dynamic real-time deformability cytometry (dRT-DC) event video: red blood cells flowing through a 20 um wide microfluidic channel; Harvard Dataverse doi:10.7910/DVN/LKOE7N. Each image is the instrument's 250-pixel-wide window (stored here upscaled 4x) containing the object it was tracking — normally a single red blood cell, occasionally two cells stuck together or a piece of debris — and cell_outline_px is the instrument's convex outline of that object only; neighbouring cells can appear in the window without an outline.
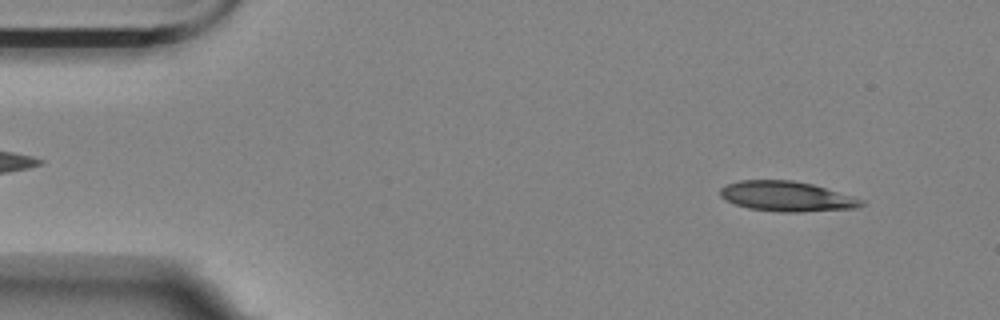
{"species": "Egyptian fruit bat (a non-hibernating species)", "species_latin": "Rousettus aegyptiacus", "temperature_condition": "room temperature", "stored_images_in_passage": 45, "camera_frame_rate_fps": 3000, "um_per_image_px": 0.085, "animal": {"sex": "female"}, "frame": {"image": 1, "passage_image": 4, "time_ms": 1.0, "image_size_px": [1000, 320], "cell_outline_px": [[864, 204], [856, 208], [800, 212], [780, 212], [748, 208], [724, 200], [720, 196], [720, 188], [728, 184], [740, 180], [792, 180], [812, 184], [852, 196], [864, 200]], "centroid_in_image_um": [66.85, 16.69], "position_along_channel_um": 18.2, "area_um2": 24.62}}
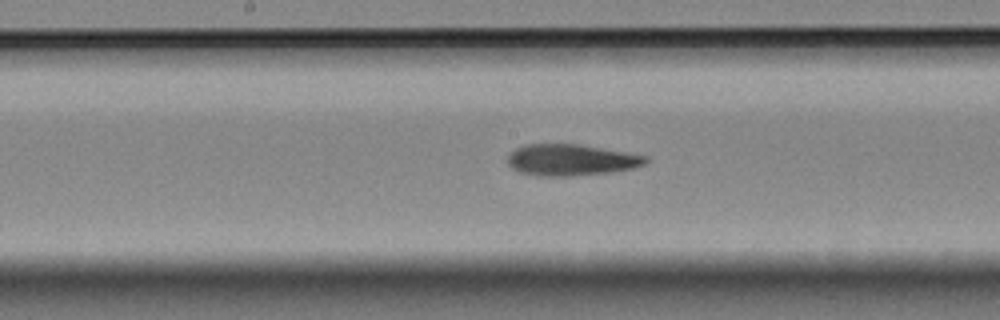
{"frame": {"image": 2, "passage_image": 27, "time_ms": 8.667, "image_size_px": [1000, 320], "cell_outline_px": [[648, 160], [644, 164], [632, 168], [612, 172], [572, 176], [536, 176], [520, 172], [512, 168], [508, 164], [508, 152], [524, 144], [580, 144], [648, 156]], "centroid_in_image_um": [48.5, 13.59], "position_along_channel_um": 199.7, "area_um2": 25.37}}
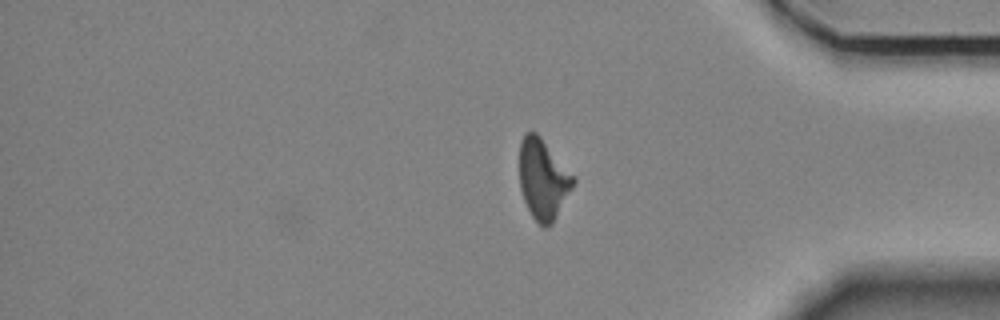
{"frame": {"image": 3, "passage_image": 45, "time_ms": 14.667, "image_size_px": [1000, 320], "cell_outline_px": [[576, 180], [572, 188], [552, 224], [544, 228], [532, 216], [524, 200], [520, 188], [520, 140], [524, 132], [536, 132], [540, 136]], "centroid_in_image_um": [46.14, 15.23], "position_along_channel_um": 389.1, "area_um2": 24.68}, "authors_computed_cell_mechanics": {"area_um2": 25.143, "velocity_mm_per_s": 3.4887, "shape_relaxation_time_tau1_ms": 8.9586, "shape_relaxation_time_tau2_ms": 4.1348, "deformation_change_tau1": 0.2379, "deformation_change_tau2": 0.1255}}